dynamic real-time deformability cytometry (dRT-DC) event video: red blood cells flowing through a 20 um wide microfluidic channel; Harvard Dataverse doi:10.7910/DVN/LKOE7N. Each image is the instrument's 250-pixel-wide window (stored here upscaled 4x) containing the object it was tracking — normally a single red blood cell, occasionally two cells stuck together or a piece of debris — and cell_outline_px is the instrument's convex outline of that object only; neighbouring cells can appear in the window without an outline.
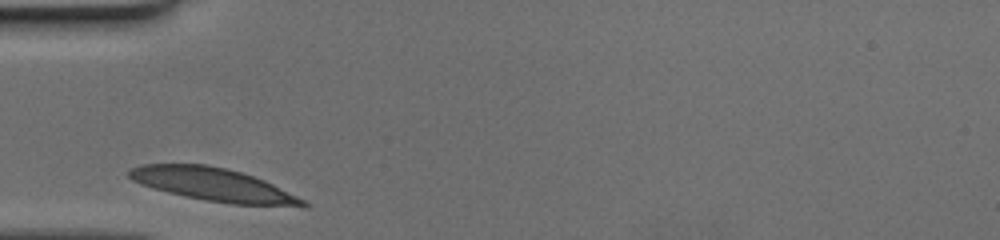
{"species": "human", "species_latin": "Homo sapiens", "temperature_condition": "cold", "stored_images_in_passage": 25, "camera_frame_rate_fps": 3000, "um_per_image_px": 0.085, "donor": {"sex": "female"}, "frame": {"image": 1, "passage_image": 1, "time_ms": 0.0, "image_size_px": [1000, 240], "cell_outline_px": [[308, 208], [232, 204], [184, 196], [152, 188], [140, 184], [132, 180], [128, 176], [128, 172], [132, 168], [140, 164], [208, 164], [240, 172], [264, 180], [304, 200], [308, 204]], "centroid_in_image_um": [18.15, 15.71], "position_along_channel_um": 66.8, "area_um2": 33.47}}
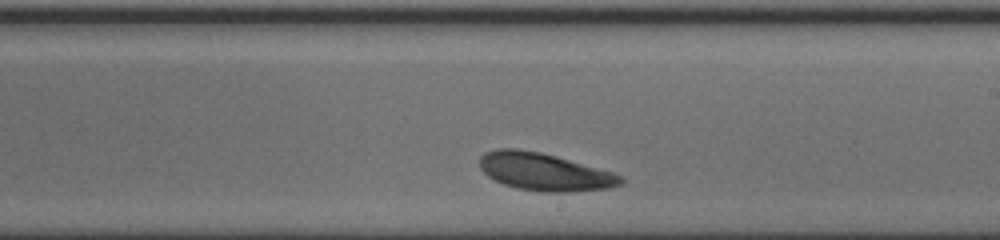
{"frame": {"image": 2, "passage_image": 15, "time_ms": 4.667, "image_size_px": [1000, 240], "cell_outline_px": [[624, 180], [620, 184], [608, 188], [572, 192], [540, 192], [516, 188], [504, 184], [488, 176], [480, 168], [480, 156], [484, 152], [496, 148], [520, 148], [540, 152], [556, 156], [612, 172], [620, 176]], "centroid_in_image_um": [46.23, 14.6], "position_along_channel_um": 242.8, "area_um2": 30.87}}
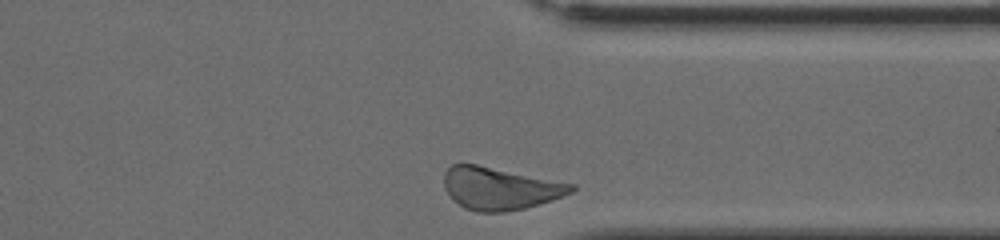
{"frame": {"image": 3, "passage_image": 25, "time_ms": 8.0, "image_size_px": [1000, 240], "cell_outline_px": [[576, 188], [572, 192], [564, 196], [540, 204], [524, 208], [504, 212], [476, 212], [464, 208], [452, 200], [448, 196], [444, 188], [444, 172], [452, 164], [476, 164], [576, 184]], "centroid_in_image_um": [42.48, 16.02], "position_along_channel_um": 368.9, "area_um2": 31.73}}